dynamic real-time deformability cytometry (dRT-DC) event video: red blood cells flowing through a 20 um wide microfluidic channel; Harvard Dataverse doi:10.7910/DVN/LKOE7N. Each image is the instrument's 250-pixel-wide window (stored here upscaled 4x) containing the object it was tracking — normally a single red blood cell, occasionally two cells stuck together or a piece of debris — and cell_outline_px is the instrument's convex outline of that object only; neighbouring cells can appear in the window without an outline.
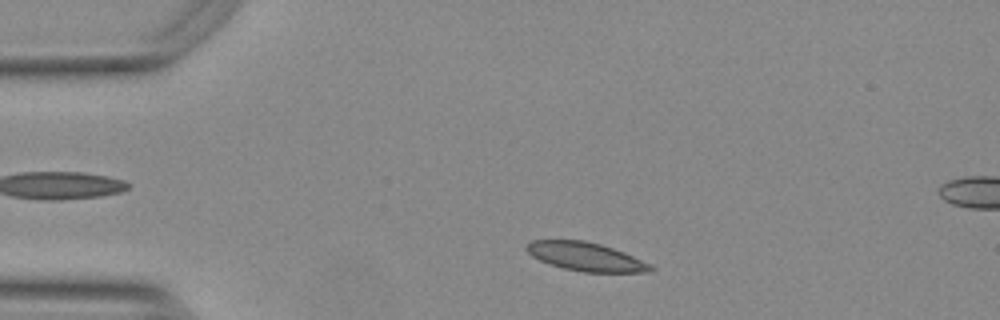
{"species": "Egyptian fruit bat (a non-hibernating species)", "species_latin": "Rousettus aegyptiacus", "temperature_condition": "warm", "stored_images_in_passage": 22, "camera_frame_rate_fps": 3000, "um_per_image_px": 0.085, "animal": {"sex": "female"}, "frame": {"image": 1, "passage_image": 5, "time_ms": 1.333, "image_size_px": [1000, 320], "cell_outline_px": [[656, 268], [652, 272], [584, 272], [564, 268], [540, 260], [532, 256], [524, 248], [524, 244], [532, 240], [584, 240], [600, 244], [624, 252], [652, 264]], "centroid_in_image_um": [49.81, 21.81], "position_along_channel_um": 35.2, "area_um2": 20.69}}
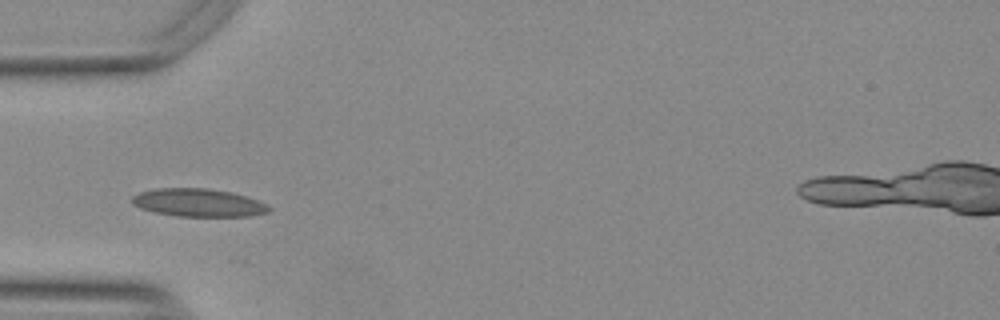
{"frame": {"image": 2, "passage_image": 11, "time_ms": 3.333, "image_size_px": [1000, 320], "cell_outline_px": [[272, 208], [268, 212], [248, 216], [176, 216], [156, 212], [140, 208], [132, 204], [132, 196], [140, 192], [156, 188], [208, 188], [232, 192], [248, 196], [268, 204]], "centroid_in_image_um": [16.89, 17.22], "position_along_channel_um": 68.1, "area_um2": 22.43}}